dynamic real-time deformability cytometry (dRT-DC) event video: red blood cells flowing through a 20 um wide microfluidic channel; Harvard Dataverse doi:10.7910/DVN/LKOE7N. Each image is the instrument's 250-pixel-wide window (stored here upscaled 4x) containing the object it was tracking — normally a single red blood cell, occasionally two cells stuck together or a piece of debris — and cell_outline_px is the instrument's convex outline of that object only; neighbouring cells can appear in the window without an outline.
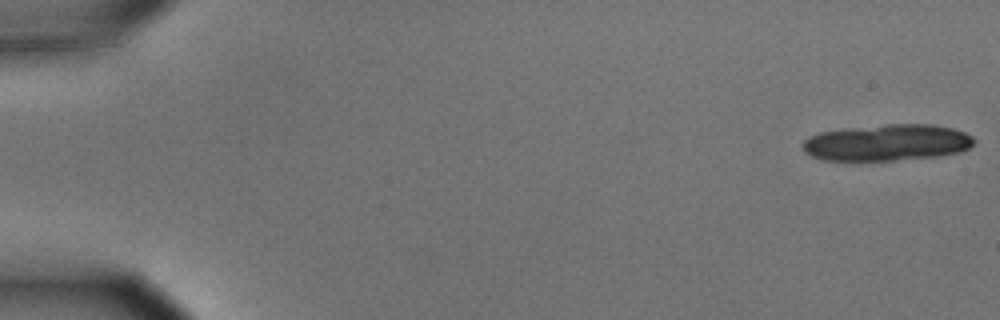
{"species": "common noctule bat (a hibernating species)", "species_latin": "Nyctalus noctula", "temperature_condition": "cold", "stored_images_in_passage": 28, "camera_frame_rate_fps": 3000, "um_per_image_px": 0.085, "animal": {"sex": "male", "body_mass_g": 15.6}, "frame": {"image": 1, "passage_image": 1, "time_ms": 0.0, "image_size_px": [1000, 320], "cell_outline_px": [[976, 140], [968, 148], [960, 152], [936, 156], [892, 160], [824, 160], [812, 156], [804, 152], [804, 140], [808, 136], [820, 132], [852, 128], [888, 124], [932, 124], [952, 128], [964, 132], [972, 136]], "centroid_in_image_um": [75.42, 12.11], "position_along_channel_um": 9.6, "area_um2": 36.07}}